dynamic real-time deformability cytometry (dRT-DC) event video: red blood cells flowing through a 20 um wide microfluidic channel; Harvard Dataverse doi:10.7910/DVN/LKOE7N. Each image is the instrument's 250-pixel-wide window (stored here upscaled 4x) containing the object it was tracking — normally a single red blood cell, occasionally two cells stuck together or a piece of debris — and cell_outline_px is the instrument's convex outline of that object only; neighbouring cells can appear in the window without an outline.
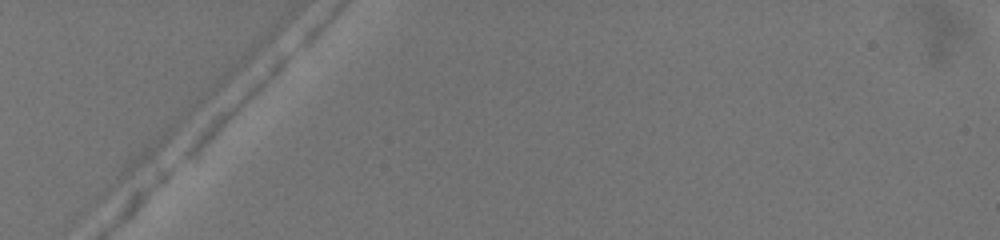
{"species": "common noctule bat (a hibernating species)", "species_latin": "Nyctalus noctula", "temperature_condition": "warm", "stored_images_in_passage": 1, "camera_frame_rate_fps": 3000, "um_per_image_px": 0.085, "animal": {"sex": "female", "body_mass_g": 19.5, "forearm_length_mm": 54.1}, "frame": {"image": 1, "passage_image": 1, "time_ms": 0.0, "image_size_px": [1000, 240], "cell_outline_px": [[296, 48], [288, 60], [236, 112], [188, 156], [180, 160], [180, 156], [196, 132], [212, 116], [284, 52]], "centroid_in_image_um": [19.95, 8.88], "position_along_channel_um": 65.1, "area_um2": 12.02}}